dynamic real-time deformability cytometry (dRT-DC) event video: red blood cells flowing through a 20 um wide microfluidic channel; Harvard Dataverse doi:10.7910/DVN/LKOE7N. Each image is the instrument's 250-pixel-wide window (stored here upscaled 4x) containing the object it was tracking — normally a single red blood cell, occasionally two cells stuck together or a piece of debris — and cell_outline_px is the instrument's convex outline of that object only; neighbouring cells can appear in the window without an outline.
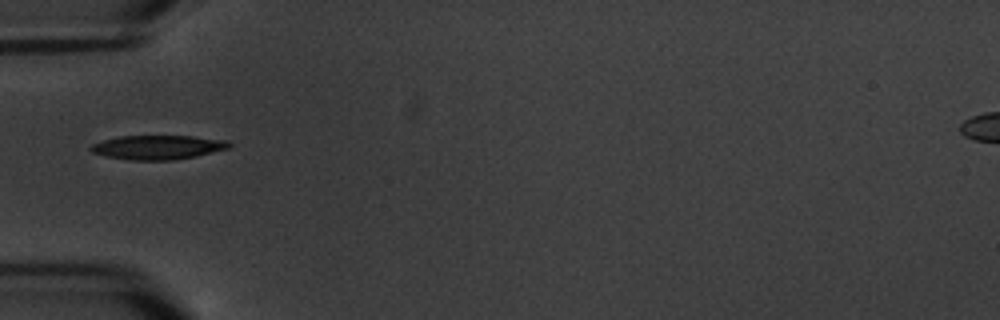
{"species": "common noctule bat (a hibernating species)", "species_latin": "Nyctalus noctula", "temperature_condition": "warm", "stored_images_in_passage": 12, "camera_frame_rate_fps": 3000, "um_per_image_px": 0.085, "animal": {"sex": "male", "body_mass_g": 20.1, "forearm_length_mm": 53.5}, "frame": {"image": 1, "passage_image": 1, "time_ms": 0.0, "image_size_px": [1000, 320], "cell_outline_px": [[232, 144], [228, 148], [196, 156], [172, 160], [132, 160], [104, 156], [92, 152], [88, 148], [92, 144], [104, 140], [120, 136], [192, 136], [228, 140]], "centroid_in_image_um": [13.41, 12.52], "position_along_channel_um": 71.6, "area_um2": 19.42}}
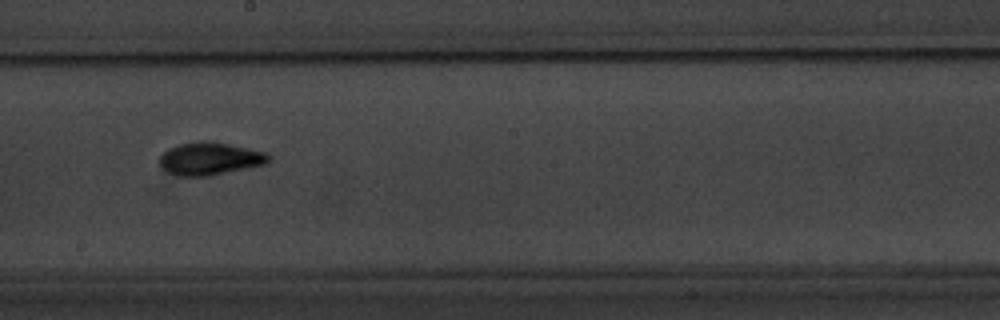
{"frame": {"image": 2, "passage_image": 5, "time_ms": 4.667, "image_size_px": [1000, 320], "cell_outline_px": [[272, 160], [268, 164], [208, 176], [180, 176], [164, 168], [160, 164], [160, 156], [168, 148], [180, 144], [204, 140], [208, 140], [268, 152], [272, 156]], "centroid_in_image_um": [17.93, 13.47], "position_along_channel_um": 230.3, "area_um2": 20.81}}
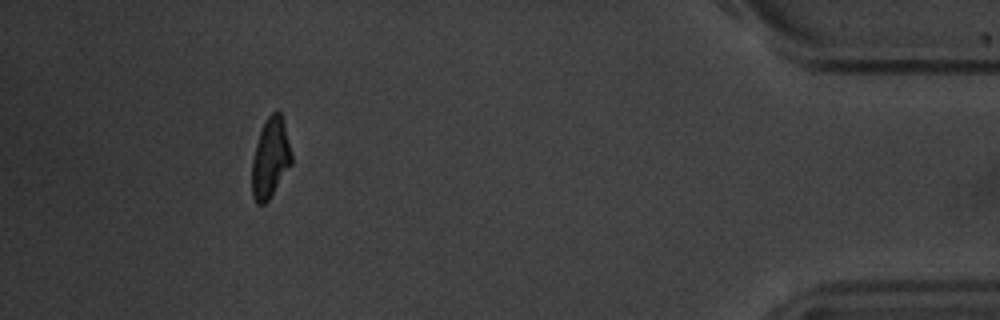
{"frame": {"image": 3, "passage_image": 11, "time_ms": 11.667, "image_size_px": [1000, 320], "cell_outline_px": [[292, 164], [268, 200], [264, 204], [256, 204], [252, 196], [252, 160], [256, 144], [264, 120], [272, 112], [280, 112], [284, 124], [292, 156]], "centroid_in_image_um": [22.97, 13.45], "position_along_channel_um": 412.2, "area_um2": 18.26}, "authors_computed_cell_mechanics": {"area_um2": 19.4208, "velocity_mm_per_s": 3.3786, "shape_relaxation_time_tau1_ms": 2.3632, "shape_relaxation_time_tau2_ms": 0.2137, "deformation_change_tau1": 0.1146, "deformation_change_tau2": 0.0495}}